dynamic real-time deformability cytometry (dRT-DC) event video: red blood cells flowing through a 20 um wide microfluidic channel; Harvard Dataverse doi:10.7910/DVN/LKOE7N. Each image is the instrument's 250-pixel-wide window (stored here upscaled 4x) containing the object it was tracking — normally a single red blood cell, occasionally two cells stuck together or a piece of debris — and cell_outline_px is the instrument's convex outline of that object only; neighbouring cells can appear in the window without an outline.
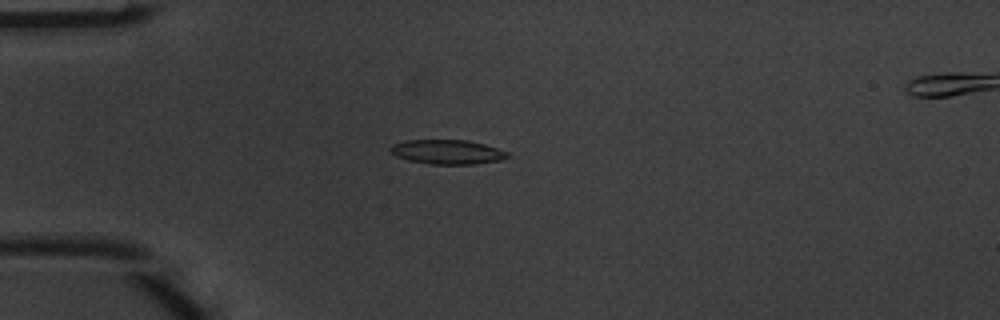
{"species": "common noctule bat (a hibernating species)", "species_latin": "Nyctalus noctula", "temperature_condition": "warm", "stored_images_in_passage": 5, "camera_frame_rate_fps": 3000, "um_per_image_px": 0.085, "animal": {"sex": "male", "body_mass_g": 20.1, "forearm_length_mm": 53.5}, "frame": {"image": 1, "passage_image": 4, "time_ms": 1.0, "image_size_px": [1000, 320], "cell_outline_px": [[512, 156], [504, 160], [476, 164], [432, 164], [408, 160], [396, 156], [388, 152], [388, 148], [392, 144], [404, 140], [468, 140], [484, 144], [508, 152]], "centroid_in_image_um": [38.02, 12.91], "position_along_channel_um": 47.0, "area_um2": 16.94}}